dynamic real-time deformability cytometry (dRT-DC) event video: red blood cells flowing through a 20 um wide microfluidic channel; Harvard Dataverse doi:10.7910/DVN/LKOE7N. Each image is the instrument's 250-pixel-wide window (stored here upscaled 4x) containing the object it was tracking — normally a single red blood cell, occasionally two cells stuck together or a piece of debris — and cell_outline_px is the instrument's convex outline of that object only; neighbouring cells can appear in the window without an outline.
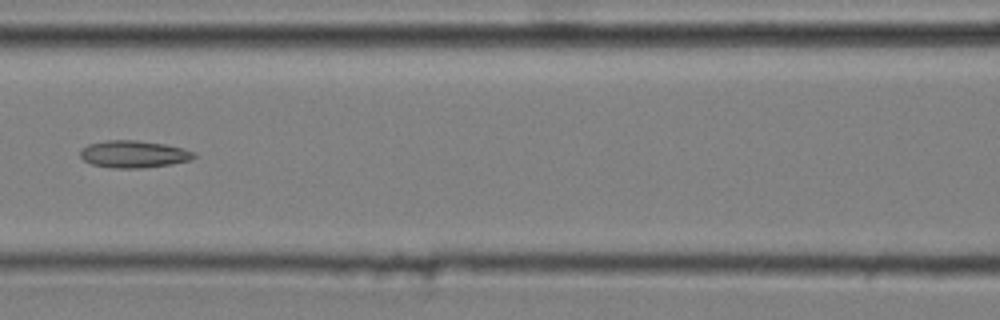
{"species": "common noctule bat (a hibernating species)", "species_latin": "Nyctalus noctula", "temperature_condition": "cold", "stored_images_in_passage": 7, "camera_frame_rate_fps": 3000, "um_per_image_px": 0.085, "animal": {"sex": "male", "body_mass_g": 20.4}, "frame": {"image": 1, "passage_image": 7, "time_ms": 2.0, "image_size_px": [1000, 320], "cell_outline_px": [[196, 156], [192, 160], [172, 164], [144, 168], [112, 168], [92, 164], [84, 160], [80, 156], [80, 148], [88, 144], [108, 140], [136, 140], [164, 144], [184, 148], [196, 152]], "centroid_in_image_um": [11.39, 13.1], "position_along_channel_um": 155.2, "area_um2": 18.21}}